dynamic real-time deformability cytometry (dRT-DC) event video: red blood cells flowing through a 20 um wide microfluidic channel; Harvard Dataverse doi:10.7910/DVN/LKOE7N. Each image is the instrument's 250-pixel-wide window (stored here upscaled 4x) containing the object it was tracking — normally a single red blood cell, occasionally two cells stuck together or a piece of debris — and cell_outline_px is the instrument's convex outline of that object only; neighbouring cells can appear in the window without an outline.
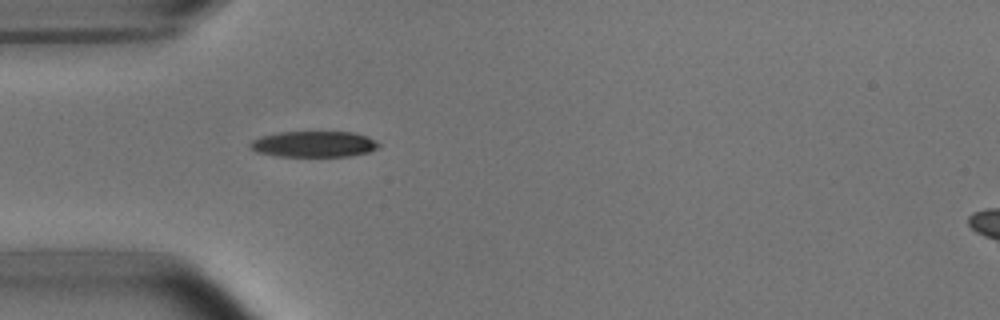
{"species": "common noctule bat (a hibernating species)", "species_latin": "Nyctalus noctula", "temperature_condition": "room temperature", "stored_images_in_passage": 38, "camera_frame_rate_fps": 3000, "um_per_image_px": 0.085, "animal": {"sex": "male", "body_mass_g": 15.6}, "frame": {"image": 1, "passage_image": 1, "time_ms": 0.0, "image_size_px": [1000, 320], "cell_outline_px": [[380, 144], [376, 148], [368, 152], [348, 156], [280, 156], [256, 152], [248, 144], [252, 140], [260, 136], [280, 132], [352, 132], [368, 136], [376, 140]], "centroid_in_image_um": [26.67, 12.24], "position_along_channel_um": 58.3, "area_um2": 19.36}}
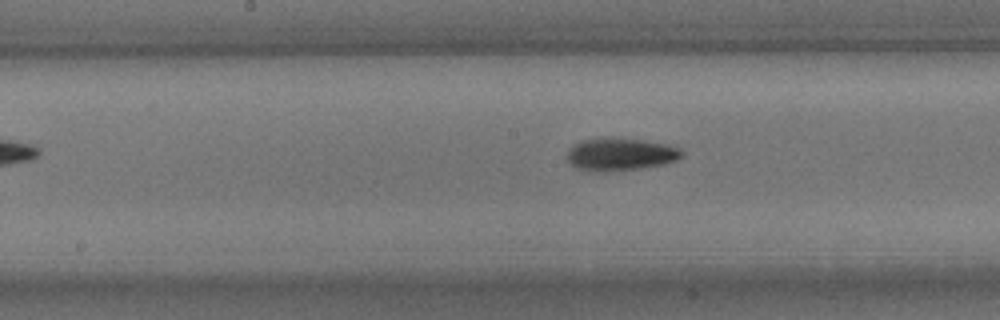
{"frame": {"image": 2, "passage_image": 12, "time_ms": 3.667, "image_size_px": [1000, 320], "cell_outline_px": [[684, 152], [676, 160], [664, 164], [636, 168], [600, 172], [580, 168], [572, 164], [568, 160], [568, 148], [572, 144], [580, 140], [608, 136], [644, 140], [668, 144], [680, 148]], "centroid_in_image_um": [52.72, 13.07], "position_along_channel_um": 195.5, "area_um2": 21.85}}
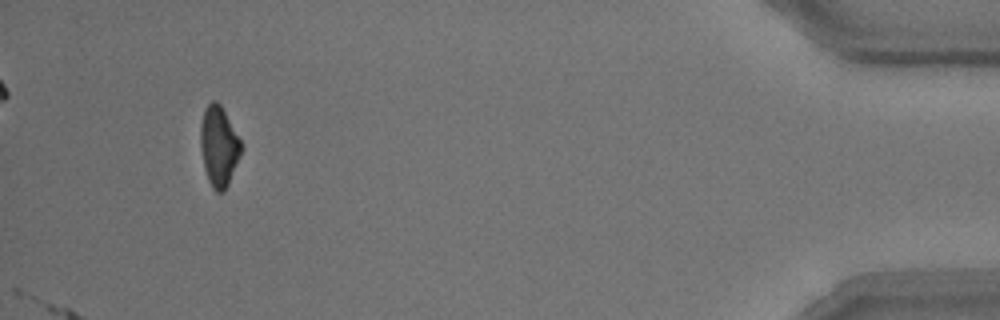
{"frame": {"image": 3, "passage_image": 35, "time_ms": 11.333, "image_size_px": [1000, 320], "cell_outline_px": [[244, 148], [228, 184], [224, 192], [216, 192], [212, 188], [208, 180], [204, 168], [200, 144], [200, 124], [204, 108], [212, 100], [216, 100], [220, 104], [244, 144]], "centroid_in_image_um": [18.62, 12.42], "position_along_channel_um": 416.6, "area_um2": 19.36}, "authors_computed_cell_mechanics": {"area_um2": 20.3167, "velocity_mm_per_s": 3.7951, "shape_relaxation_time_tau1_ms": 3.4953, "shape_relaxation_time_tau2_ms": 4.3142, "deformation_change_tau1": 0.1508, "deformation_change_tau2": 0.1164}}